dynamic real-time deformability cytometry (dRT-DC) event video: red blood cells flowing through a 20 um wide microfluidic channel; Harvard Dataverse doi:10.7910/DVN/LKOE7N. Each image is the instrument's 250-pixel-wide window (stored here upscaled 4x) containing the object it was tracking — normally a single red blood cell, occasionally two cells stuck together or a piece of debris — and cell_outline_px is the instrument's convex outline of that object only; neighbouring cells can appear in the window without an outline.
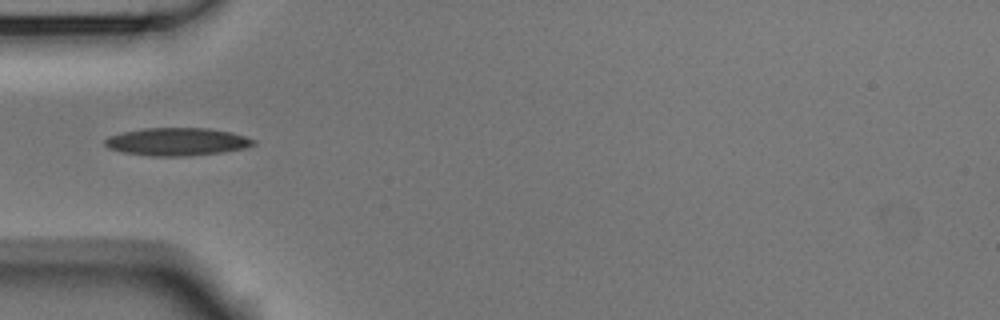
{"species": "Egyptian fruit bat (a non-hibernating species)", "species_latin": "Rousettus aegyptiacus", "temperature_condition": "room temperature", "stored_images_in_passage": 4, "camera_frame_rate_fps": 3000, "um_per_image_px": 0.085, "animal": {"sex": "male"}, "frame": {"image": 1, "passage_image": 1, "time_ms": 0.0, "image_size_px": [1000, 320], "cell_outline_px": [[256, 144], [244, 148], [224, 152], [184, 156], [152, 156], [124, 152], [108, 148], [104, 144], [104, 140], [108, 136], [124, 132], [144, 128], [208, 128], [232, 132], [256, 140]], "centroid_in_image_um": [15.06, 12.04], "position_along_channel_um": 69.9, "area_um2": 24.04}}
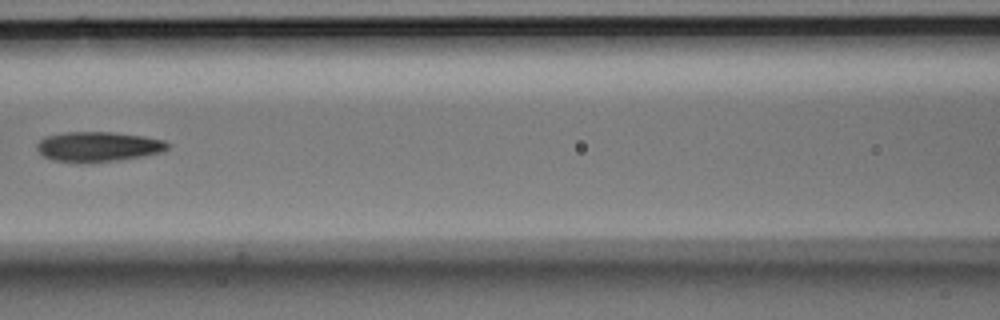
{"frame": {"image": 2, "passage_image": 3, "time_ms": 0.667, "image_size_px": [1000, 320], "cell_outline_px": [[168, 148], [160, 152], [120, 160], [88, 164], [52, 160], [44, 156], [36, 148], [36, 144], [44, 136], [64, 132], [112, 132], [144, 136], [164, 140], [168, 144]], "centroid_in_image_um": [8.29, 12.47], "position_along_channel_um": 158.3, "area_um2": 23.0}}
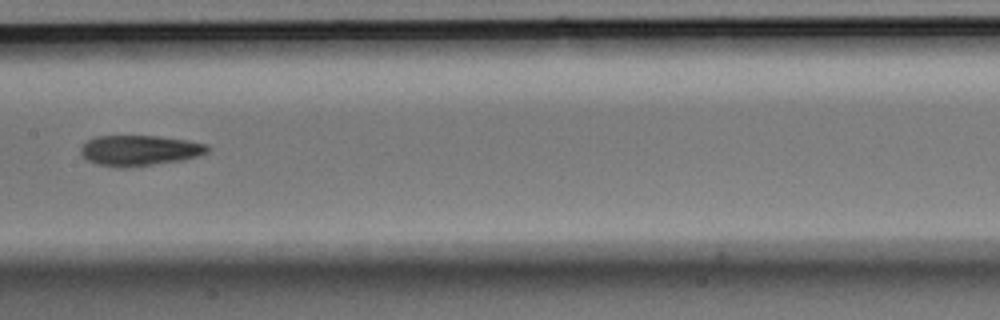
{"frame": {"image": 3, "passage_image": 4, "time_ms": 1.0, "image_size_px": [1000, 320], "cell_outline_px": [[212, 148], [208, 152], [184, 160], [128, 168], [120, 168], [96, 164], [88, 160], [80, 152], [80, 148], [88, 140], [96, 136], [160, 136], [188, 140], [208, 144]], "centroid_in_image_um": [11.9, 12.79], "position_along_channel_um": 195.5, "area_um2": 22.77}}